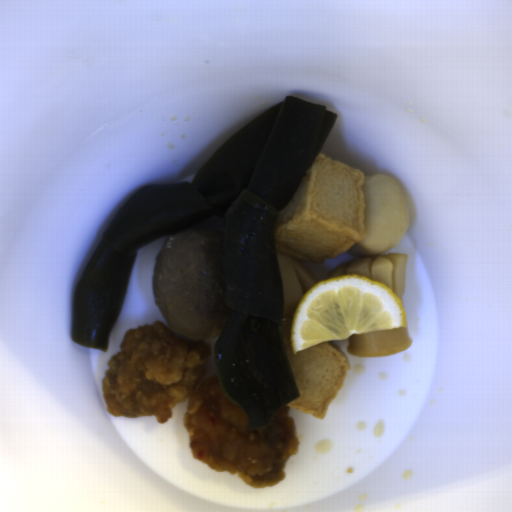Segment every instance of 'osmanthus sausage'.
<instances>
[{"instance_id": "obj_3", "label": "osmanthus sausage", "mask_w": 512, "mask_h": 512, "mask_svg": "<svg viewBox=\"0 0 512 512\" xmlns=\"http://www.w3.org/2000/svg\"><path fill=\"white\" fill-rule=\"evenodd\" d=\"M412 342L407 327L403 326L350 335L347 349L354 356L376 357L399 353L410 348Z\"/></svg>"}, {"instance_id": "obj_2", "label": "osmanthus sausage", "mask_w": 512, "mask_h": 512, "mask_svg": "<svg viewBox=\"0 0 512 512\" xmlns=\"http://www.w3.org/2000/svg\"><path fill=\"white\" fill-rule=\"evenodd\" d=\"M281 276L284 305L278 322L292 325L293 316L305 292L318 281L314 274L298 259L276 250Z\"/></svg>"}, {"instance_id": "obj_1", "label": "osmanthus sausage", "mask_w": 512, "mask_h": 512, "mask_svg": "<svg viewBox=\"0 0 512 512\" xmlns=\"http://www.w3.org/2000/svg\"><path fill=\"white\" fill-rule=\"evenodd\" d=\"M408 259L409 255L397 252L362 257L340 263L328 276L361 275L371 281L383 283L401 301L405 290Z\"/></svg>"}]
</instances>
